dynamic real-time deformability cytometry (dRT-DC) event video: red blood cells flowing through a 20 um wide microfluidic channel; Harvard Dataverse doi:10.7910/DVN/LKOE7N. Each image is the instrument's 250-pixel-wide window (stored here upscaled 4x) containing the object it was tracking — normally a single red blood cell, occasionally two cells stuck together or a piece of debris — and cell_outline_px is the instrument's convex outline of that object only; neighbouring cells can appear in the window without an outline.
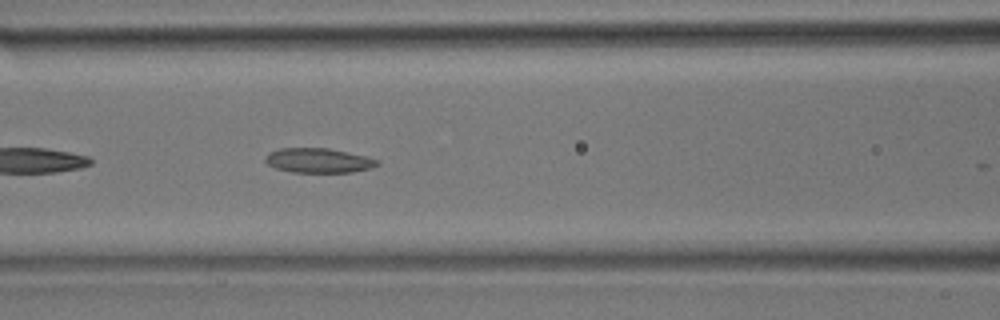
{"species": "common noctule bat (a hibernating species)", "species_latin": "Nyctalus noctula", "temperature_condition": "room temperature", "stored_images_in_passage": 19, "camera_frame_rate_fps": 3000, "um_per_image_px": 0.085, "animal": {"sex": "male", "body_mass_g": 17.9}, "frame": {"image": 1, "passage_image": 16, "time_ms": 5.0, "image_size_px": [1000, 320], "cell_outline_px": [[380, 164], [372, 168], [352, 172], [292, 172], [276, 168], [268, 164], [264, 160], [264, 156], [268, 152], [280, 148], [328, 148], [368, 156], [380, 160]], "centroid_in_image_um": [27.09, 13.63], "position_along_channel_um": 139.5, "area_um2": 16.24}}